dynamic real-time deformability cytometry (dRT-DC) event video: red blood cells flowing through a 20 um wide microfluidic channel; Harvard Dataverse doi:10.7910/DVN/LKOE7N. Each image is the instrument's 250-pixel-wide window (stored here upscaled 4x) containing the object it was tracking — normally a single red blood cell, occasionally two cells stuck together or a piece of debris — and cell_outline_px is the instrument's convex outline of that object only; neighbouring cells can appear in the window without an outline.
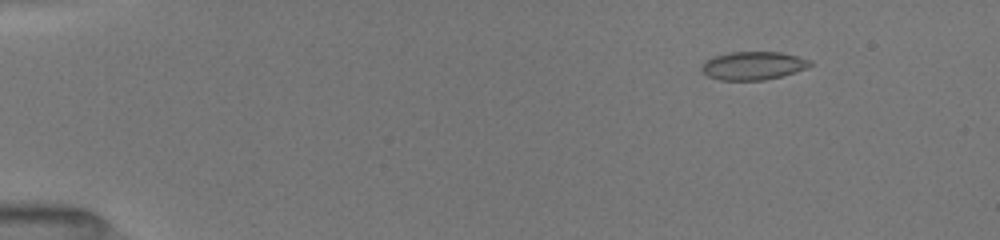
{"species": "common noctule bat (a hibernating species)", "species_latin": "Nyctalus noctula", "temperature_condition": "room temperature", "stored_images_in_passage": 82, "camera_frame_rate_fps": 3000, "um_per_image_px": 0.085, "animal": {"sex": "female", "body_mass_g": 19.5, "forearm_length_mm": 54.1}, "frame": {"image": 1, "passage_image": 11, "time_ms": 2.0, "image_size_px": [1000, 240], "cell_outline_px": [[812, 64], [804, 68], [784, 76], [764, 80], [720, 80], [708, 76], [700, 68], [708, 60], [716, 56], [732, 52], [780, 52], [796, 56], [808, 60]], "centroid_in_image_um": [64.01, 5.59], "position_along_channel_um": 21.0, "area_um2": 17.46}}
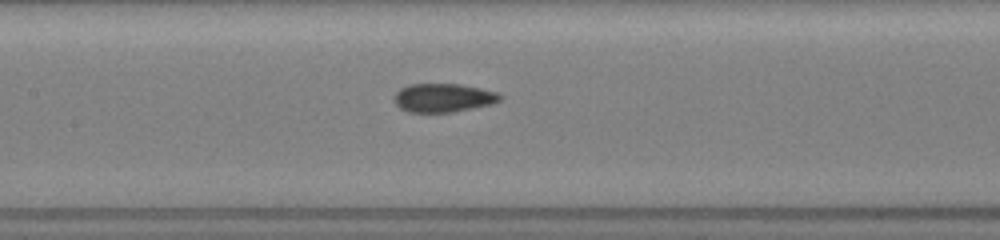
{"frame": {"image": 2, "passage_image": 38, "time_ms": 8.333, "image_size_px": [1000, 240], "cell_outline_px": [[504, 96], [500, 100], [492, 104], [452, 112], [408, 112], [400, 108], [396, 104], [396, 92], [400, 88], [408, 84], [460, 84], [480, 88], [496, 92]], "centroid_in_image_um": [37.7, 8.31], "position_along_channel_um": 169.7, "area_um2": 17.57}}
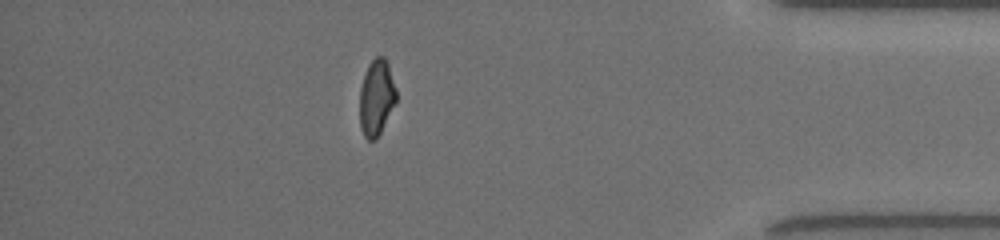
{"frame": {"image": 3, "passage_image": 71, "time_ms": 15.0, "image_size_px": [1000, 240], "cell_outline_px": [[396, 100], [376, 140], [368, 140], [364, 136], [360, 128], [360, 88], [368, 64], [376, 56], [384, 56], [388, 64], [396, 88]], "centroid_in_image_um": [31.98, 8.28], "position_along_channel_um": 403.2, "area_um2": 16.01}, "authors_computed_cell_mechanics": {"area_um2": 17.629, "velocity_mm_per_s": 4.0076, "shape_relaxation_time_tau1_ms": null, "shape_relaxation_time_tau2_ms": 1.727, "deformation_change_tau1": null, "deformation_change_tau2": 0.0445}}